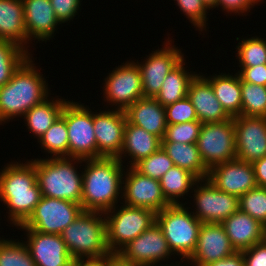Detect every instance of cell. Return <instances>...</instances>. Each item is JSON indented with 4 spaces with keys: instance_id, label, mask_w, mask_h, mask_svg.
Instances as JSON below:
<instances>
[{
    "instance_id": "1",
    "label": "cell",
    "mask_w": 266,
    "mask_h": 266,
    "mask_svg": "<svg viewBox=\"0 0 266 266\" xmlns=\"http://www.w3.org/2000/svg\"><path fill=\"white\" fill-rule=\"evenodd\" d=\"M17 160L8 161L0 169V203L5 206L7 217L3 216L10 228L23 224L42 197L35 172V158L22 162Z\"/></svg>"
},
{
    "instance_id": "2",
    "label": "cell",
    "mask_w": 266,
    "mask_h": 266,
    "mask_svg": "<svg viewBox=\"0 0 266 266\" xmlns=\"http://www.w3.org/2000/svg\"><path fill=\"white\" fill-rule=\"evenodd\" d=\"M125 169L117 157L83 159V211L106 212L121 203Z\"/></svg>"
},
{
    "instance_id": "3",
    "label": "cell",
    "mask_w": 266,
    "mask_h": 266,
    "mask_svg": "<svg viewBox=\"0 0 266 266\" xmlns=\"http://www.w3.org/2000/svg\"><path fill=\"white\" fill-rule=\"evenodd\" d=\"M32 55L18 68L11 80L0 87V126L22 118L51 94L49 81L34 63ZM37 65V66H36ZM40 67V68H38ZM44 76V77H43Z\"/></svg>"
},
{
    "instance_id": "4",
    "label": "cell",
    "mask_w": 266,
    "mask_h": 266,
    "mask_svg": "<svg viewBox=\"0 0 266 266\" xmlns=\"http://www.w3.org/2000/svg\"><path fill=\"white\" fill-rule=\"evenodd\" d=\"M61 237L77 263L99 262L112 256L106 243L104 212L82 211Z\"/></svg>"
},
{
    "instance_id": "5",
    "label": "cell",
    "mask_w": 266,
    "mask_h": 266,
    "mask_svg": "<svg viewBox=\"0 0 266 266\" xmlns=\"http://www.w3.org/2000/svg\"><path fill=\"white\" fill-rule=\"evenodd\" d=\"M82 169L83 159L80 158H35L41 195L81 204Z\"/></svg>"
},
{
    "instance_id": "6",
    "label": "cell",
    "mask_w": 266,
    "mask_h": 266,
    "mask_svg": "<svg viewBox=\"0 0 266 266\" xmlns=\"http://www.w3.org/2000/svg\"><path fill=\"white\" fill-rule=\"evenodd\" d=\"M168 247L177 258L189 259L194 253L202 223L192 214L187 204L169 205L156 213Z\"/></svg>"
},
{
    "instance_id": "7",
    "label": "cell",
    "mask_w": 266,
    "mask_h": 266,
    "mask_svg": "<svg viewBox=\"0 0 266 266\" xmlns=\"http://www.w3.org/2000/svg\"><path fill=\"white\" fill-rule=\"evenodd\" d=\"M120 204L104 212L106 243L112 255H116L125 245L156 222V213L153 210L131 207L122 202Z\"/></svg>"
},
{
    "instance_id": "8",
    "label": "cell",
    "mask_w": 266,
    "mask_h": 266,
    "mask_svg": "<svg viewBox=\"0 0 266 266\" xmlns=\"http://www.w3.org/2000/svg\"><path fill=\"white\" fill-rule=\"evenodd\" d=\"M102 80V108L125 111L138 99L144 98L141 72L137 63L130 59L110 70ZM110 105V106H109ZM106 106V107H105Z\"/></svg>"
},
{
    "instance_id": "9",
    "label": "cell",
    "mask_w": 266,
    "mask_h": 266,
    "mask_svg": "<svg viewBox=\"0 0 266 266\" xmlns=\"http://www.w3.org/2000/svg\"><path fill=\"white\" fill-rule=\"evenodd\" d=\"M81 101L72 99L65 104V121L68 130V157L97 158L93 110Z\"/></svg>"
},
{
    "instance_id": "10",
    "label": "cell",
    "mask_w": 266,
    "mask_h": 266,
    "mask_svg": "<svg viewBox=\"0 0 266 266\" xmlns=\"http://www.w3.org/2000/svg\"><path fill=\"white\" fill-rule=\"evenodd\" d=\"M191 195L187 205L201 223H222L239 209L237 196L220 191L208 179H199Z\"/></svg>"
},
{
    "instance_id": "11",
    "label": "cell",
    "mask_w": 266,
    "mask_h": 266,
    "mask_svg": "<svg viewBox=\"0 0 266 266\" xmlns=\"http://www.w3.org/2000/svg\"><path fill=\"white\" fill-rule=\"evenodd\" d=\"M170 34L161 44L162 47L153 49L151 53L146 54L143 59H134L140 68L142 89L144 97L154 98L160 91L163 81L167 74L177 66L186 56L183 48L174 44ZM179 48V49H178Z\"/></svg>"
},
{
    "instance_id": "12",
    "label": "cell",
    "mask_w": 266,
    "mask_h": 266,
    "mask_svg": "<svg viewBox=\"0 0 266 266\" xmlns=\"http://www.w3.org/2000/svg\"><path fill=\"white\" fill-rule=\"evenodd\" d=\"M196 144L202 161L208 169L236 159L233 118L222 122L202 124Z\"/></svg>"
},
{
    "instance_id": "13",
    "label": "cell",
    "mask_w": 266,
    "mask_h": 266,
    "mask_svg": "<svg viewBox=\"0 0 266 266\" xmlns=\"http://www.w3.org/2000/svg\"><path fill=\"white\" fill-rule=\"evenodd\" d=\"M116 256L131 266L168 263L175 257L170 251L163 231L157 222H154L148 230L125 245Z\"/></svg>"
},
{
    "instance_id": "14",
    "label": "cell",
    "mask_w": 266,
    "mask_h": 266,
    "mask_svg": "<svg viewBox=\"0 0 266 266\" xmlns=\"http://www.w3.org/2000/svg\"><path fill=\"white\" fill-rule=\"evenodd\" d=\"M82 211L81 204L42 196L33 213L22 225L41 233L61 235Z\"/></svg>"
},
{
    "instance_id": "15",
    "label": "cell",
    "mask_w": 266,
    "mask_h": 266,
    "mask_svg": "<svg viewBox=\"0 0 266 266\" xmlns=\"http://www.w3.org/2000/svg\"><path fill=\"white\" fill-rule=\"evenodd\" d=\"M122 203L160 212L170 204L164 197L159 180L142 175L134 167H126L123 175Z\"/></svg>"
},
{
    "instance_id": "16",
    "label": "cell",
    "mask_w": 266,
    "mask_h": 266,
    "mask_svg": "<svg viewBox=\"0 0 266 266\" xmlns=\"http://www.w3.org/2000/svg\"><path fill=\"white\" fill-rule=\"evenodd\" d=\"M99 108L93 111L97 158L118 157L124 144V129L127 123L125 111Z\"/></svg>"
},
{
    "instance_id": "17",
    "label": "cell",
    "mask_w": 266,
    "mask_h": 266,
    "mask_svg": "<svg viewBox=\"0 0 266 266\" xmlns=\"http://www.w3.org/2000/svg\"><path fill=\"white\" fill-rule=\"evenodd\" d=\"M23 231L24 242L36 266H75L61 235L41 233L22 224L16 227Z\"/></svg>"
},
{
    "instance_id": "18",
    "label": "cell",
    "mask_w": 266,
    "mask_h": 266,
    "mask_svg": "<svg viewBox=\"0 0 266 266\" xmlns=\"http://www.w3.org/2000/svg\"><path fill=\"white\" fill-rule=\"evenodd\" d=\"M22 2L27 32V52L35 55L33 51H36V47L33 45L47 43L55 39L54 36L58 33L60 22L55 16L50 0H22ZM32 41L34 43L36 41V44Z\"/></svg>"
},
{
    "instance_id": "19",
    "label": "cell",
    "mask_w": 266,
    "mask_h": 266,
    "mask_svg": "<svg viewBox=\"0 0 266 266\" xmlns=\"http://www.w3.org/2000/svg\"><path fill=\"white\" fill-rule=\"evenodd\" d=\"M235 125L236 158L253 163L266 156V117L240 115Z\"/></svg>"
},
{
    "instance_id": "20",
    "label": "cell",
    "mask_w": 266,
    "mask_h": 266,
    "mask_svg": "<svg viewBox=\"0 0 266 266\" xmlns=\"http://www.w3.org/2000/svg\"><path fill=\"white\" fill-rule=\"evenodd\" d=\"M207 179L220 191L238 198L257 186L252 163L237 158L213 166Z\"/></svg>"
},
{
    "instance_id": "21",
    "label": "cell",
    "mask_w": 266,
    "mask_h": 266,
    "mask_svg": "<svg viewBox=\"0 0 266 266\" xmlns=\"http://www.w3.org/2000/svg\"><path fill=\"white\" fill-rule=\"evenodd\" d=\"M235 252L221 223H202L196 249L189 260L195 266H206Z\"/></svg>"
},
{
    "instance_id": "22",
    "label": "cell",
    "mask_w": 266,
    "mask_h": 266,
    "mask_svg": "<svg viewBox=\"0 0 266 266\" xmlns=\"http://www.w3.org/2000/svg\"><path fill=\"white\" fill-rule=\"evenodd\" d=\"M187 96L195 108L198 121L203 124L231 119L216 98L210 82L200 71L191 81Z\"/></svg>"
},
{
    "instance_id": "23",
    "label": "cell",
    "mask_w": 266,
    "mask_h": 266,
    "mask_svg": "<svg viewBox=\"0 0 266 266\" xmlns=\"http://www.w3.org/2000/svg\"><path fill=\"white\" fill-rule=\"evenodd\" d=\"M161 146L162 139L127 120L124 129V144L117 158L126 167H133L141 159L158 151Z\"/></svg>"
},
{
    "instance_id": "24",
    "label": "cell",
    "mask_w": 266,
    "mask_h": 266,
    "mask_svg": "<svg viewBox=\"0 0 266 266\" xmlns=\"http://www.w3.org/2000/svg\"><path fill=\"white\" fill-rule=\"evenodd\" d=\"M221 224L236 251L251 248L264 240L266 227L239 209Z\"/></svg>"
},
{
    "instance_id": "25",
    "label": "cell",
    "mask_w": 266,
    "mask_h": 266,
    "mask_svg": "<svg viewBox=\"0 0 266 266\" xmlns=\"http://www.w3.org/2000/svg\"><path fill=\"white\" fill-rule=\"evenodd\" d=\"M125 114L131 124L145 129L160 139L164 138L167 127L165 107L155 98L138 99L125 110Z\"/></svg>"
},
{
    "instance_id": "26",
    "label": "cell",
    "mask_w": 266,
    "mask_h": 266,
    "mask_svg": "<svg viewBox=\"0 0 266 266\" xmlns=\"http://www.w3.org/2000/svg\"><path fill=\"white\" fill-rule=\"evenodd\" d=\"M224 73L216 71L212 75L200 72L211 84L216 98L222 104L226 113L231 117L241 115L242 95H241V79L237 72ZM219 74H218V73Z\"/></svg>"
},
{
    "instance_id": "27",
    "label": "cell",
    "mask_w": 266,
    "mask_h": 266,
    "mask_svg": "<svg viewBox=\"0 0 266 266\" xmlns=\"http://www.w3.org/2000/svg\"><path fill=\"white\" fill-rule=\"evenodd\" d=\"M0 40L11 41L27 51L22 0H0Z\"/></svg>"
},
{
    "instance_id": "28",
    "label": "cell",
    "mask_w": 266,
    "mask_h": 266,
    "mask_svg": "<svg viewBox=\"0 0 266 266\" xmlns=\"http://www.w3.org/2000/svg\"><path fill=\"white\" fill-rule=\"evenodd\" d=\"M60 97V98H59ZM62 96H49L43 102L31 108L21 119H24V126L28 132L33 134L37 141L47 131L49 127L62 114L65 104L68 102Z\"/></svg>"
},
{
    "instance_id": "29",
    "label": "cell",
    "mask_w": 266,
    "mask_h": 266,
    "mask_svg": "<svg viewBox=\"0 0 266 266\" xmlns=\"http://www.w3.org/2000/svg\"><path fill=\"white\" fill-rule=\"evenodd\" d=\"M185 58L165 77L160 91L154 97L162 106L175 103L187 97L189 86L198 72L189 70Z\"/></svg>"
},
{
    "instance_id": "30",
    "label": "cell",
    "mask_w": 266,
    "mask_h": 266,
    "mask_svg": "<svg viewBox=\"0 0 266 266\" xmlns=\"http://www.w3.org/2000/svg\"><path fill=\"white\" fill-rule=\"evenodd\" d=\"M198 180L190 171L173 166L159 179V183L167 202L170 205H176L188 203L193 187Z\"/></svg>"
},
{
    "instance_id": "31",
    "label": "cell",
    "mask_w": 266,
    "mask_h": 266,
    "mask_svg": "<svg viewBox=\"0 0 266 266\" xmlns=\"http://www.w3.org/2000/svg\"><path fill=\"white\" fill-rule=\"evenodd\" d=\"M161 147L173 161L174 166L190 171L198 179H207L209 169L203 163L196 143L162 141Z\"/></svg>"
},
{
    "instance_id": "32",
    "label": "cell",
    "mask_w": 266,
    "mask_h": 266,
    "mask_svg": "<svg viewBox=\"0 0 266 266\" xmlns=\"http://www.w3.org/2000/svg\"><path fill=\"white\" fill-rule=\"evenodd\" d=\"M37 142L40 145L38 147L39 149L41 148V152L46 155L43 158L68 157V130L65 121V106L62 114Z\"/></svg>"
},
{
    "instance_id": "33",
    "label": "cell",
    "mask_w": 266,
    "mask_h": 266,
    "mask_svg": "<svg viewBox=\"0 0 266 266\" xmlns=\"http://www.w3.org/2000/svg\"><path fill=\"white\" fill-rule=\"evenodd\" d=\"M248 36L236 37L238 44L236 45L235 62L236 67H254L266 64V38L253 34ZM250 36V37H249ZM242 39V40H241ZM237 59V60H236Z\"/></svg>"
},
{
    "instance_id": "34",
    "label": "cell",
    "mask_w": 266,
    "mask_h": 266,
    "mask_svg": "<svg viewBox=\"0 0 266 266\" xmlns=\"http://www.w3.org/2000/svg\"><path fill=\"white\" fill-rule=\"evenodd\" d=\"M31 56L11 41L0 40V87L11 80L18 68Z\"/></svg>"
},
{
    "instance_id": "35",
    "label": "cell",
    "mask_w": 266,
    "mask_h": 266,
    "mask_svg": "<svg viewBox=\"0 0 266 266\" xmlns=\"http://www.w3.org/2000/svg\"><path fill=\"white\" fill-rule=\"evenodd\" d=\"M0 266H36L23 238L0 236Z\"/></svg>"
},
{
    "instance_id": "36",
    "label": "cell",
    "mask_w": 266,
    "mask_h": 266,
    "mask_svg": "<svg viewBox=\"0 0 266 266\" xmlns=\"http://www.w3.org/2000/svg\"><path fill=\"white\" fill-rule=\"evenodd\" d=\"M241 115L266 117V86L247 83L241 80Z\"/></svg>"
},
{
    "instance_id": "37",
    "label": "cell",
    "mask_w": 266,
    "mask_h": 266,
    "mask_svg": "<svg viewBox=\"0 0 266 266\" xmlns=\"http://www.w3.org/2000/svg\"><path fill=\"white\" fill-rule=\"evenodd\" d=\"M175 5L180 9L182 13L190 22L191 26L195 27V30L199 32L200 35L209 33V12L210 10L202 2V0H173Z\"/></svg>"
},
{
    "instance_id": "38",
    "label": "cell",
    "mask_w": 266,
    "mask_h": 266,
    "mask_svg": "<svg viewBox=\"0 0 266 266\" xmlns=\"http://www.w3.org/2000/svg\"><path fill=\"white\" fill-rule=\"evenodd\" d=\"M239 210L266 227V187L256 186L239 197Z\"/></svg>"
},
{
    "instance_id": "39",
    "label": "cell",
    "mask_w": 266,
    "mask_h": 266,
    "mask_svg": "<svg viewBox=\"0 0 266 266\" xmlns=\"http://www.w3.org/2000/svg\"><path fill=\"white\" fill-rule=\"evenodd\" d=\"M173 166V161L161 147L149 157L141 159L133 167L142 175L159 180Z\"/></svg>"
},
{
    "instance_id": "40",
    "label": "cell",
    "mask_w": 266,
    "mask_h": 266,
    "mask_svg": "<svg viewBox=\"0 0 266 266\" xmlns=\"http://www.w3.org/2000/svg\"><path fill=\"white\" fill-rule=\"evenodd\" d=\"M202 124L203 123L198 120L186 123L167 124L162 141L196 143Z\"/></svg>"
},
{
    "instance_id": "41",
    "label": "cell",
    "mask_w": 266,
    "mask_h": 266,
    "mask_svg": "<svg viewBox=\"0 0 266 266\" xmlns=\"http://www.w3.org/2000/svg\"><path fill=\"white\" fill-rule=\"evenodd\" d=\"M167 124L186 123L198 120L195 108L187 97L165 106Z\"/></svg>"
},
{
    "instance_id": "42",
    "label": "cell",
    "mask_w": 266,
    "mask_h": 266,
    "mask_svg": "<svg viewBox=\"0 0 266 266\" xmlns=\"http://www.w3.org/2000/svg\"><path fill=\"white\" fill-rule=\"evenodd\" d=\"M263 3V0H217L214 9L221 10L226 16L237 15L243 17L251 15L248 13H251L250 11L253 8L263 5Z\"/></svg>"
},
{
    "instance_id": "43",
    "label": "cell",
    "mask_w": 266,
    "mask_h": 266,
    "mask_svg": "<svg viewBox=\"0 0 266 266\" xmlns=\"http://www.w3.org/2000/svg\"><path fill=\"white\" fill-rule=\"evenodd\" d=\"M83 0H50L57 20L62 24L69 23L78 15Z\"/></svg>"
},
{
    "instance_id": "44",
    "label": "cell",
    "mask_w": 266,
    "mask_h": 266,
    "mask_svg": "<svg viewBox=\"0 0 266 266\" xmlns=\"http://www.w3.org/2000/svg\"><path fill=\"white\" fill-rule=\"evenodd\" d=\"M245 266H266V240L241 251Z\"/></svg>"
},
{
    "instance_id": "45",
    "label": "cell",
    "mask_w": 266,
    "mask_h": 266,
    "mask_svg": "<svg viewBox=\"0 0 266 266\" xmlns=\"http://www.w3.org/2000/svg\"><path fill=\"white\" fill-rule=\"evenodd\" d=\"M237 73L242 81L266 86V64L254 67H239Z\"/></svg>"
},
{
    "instance_id": "46",
    "label": "cell",
    "mask_w": 266,
    "mask_h": 266,
    "mask_svg": "<svg viewBox=\"0 0 266 266\" xmlns=\"http://www.w3.org/2000/svg\"><path fill=\"white\" fill-rule=\"evenodd\" d=\"M257 186L266 187V156L252 163Z\"/></svg>"
},
{
    "instance_id": "47",
    "label": "cell",
    "mask_w": 266,
    "mask_h": 266,
    "mask_svg": "<svg viewBox=\"0 0 266 266\" xmlns=\"http://www.w3.org/2000/svg\"><path fill=\"white\" fill-rule=\"evenodd\" d=\"M206 266H245L243 254L241 251H236L232 255L220 259L218 261L212 262Z\"/></svg>"
},
{
    "instance_id": "48",
    "label": "cell",
    "mask_w": 266,
    "mask_h": 266,
    "mask_svg": "<svg viewBox=\"0 0 266 266\" xmlns=\"http://www.w3.org/2000/svg\"><path fill=\"white\" fill-rule=\"evenodd\" d=\"M99 266H131L128 263L122 262L116 255H112L110 258L96 262Z\"/></svg>"
},
{
    "instance_id": "49",
    "label": "cell",
    "mask_w": 266,
    "mask_h": 266,
    "mask_svg": "<svg viewBox=\"0 0 266 266\" xmlns=\"http://www.w3.org/2000/svg\"><path fill=\"white\" fill-rule=\"evenodd\" d=\"M174 260H177V258H174L172 262L158 263V264H153V265H149V266H190V265L195 266L189 259L179 258L180 261L179 260L174 261Z\"/></svg>"
},
{
    "instance_id": "50",
    "label": "cell",
    "mask_w": 266,
    "mask_h": 266,
    "mask_svg": "<svg viewBox=\"0 0 266 266\" xmlns=\"http://www.w3.org/2000/svg\"><path fill=\"white\" fill-rule=\"evenodd\" d=\"M209 10H212L216 7L217 0H202Z\"/></svg>"
},
{
    "instance_id": "51",
    "label": "cell",
    "mask_w": 266,
    "mask_h": 266,
    "mask_svg": "<svg viewBox=\"0 0 266 266\" xmlns=\"http://www.w3.org/2000/svg\"><path fill=\"white\" fill-rule=\"evenodd\" d=\"M75 266H99L96 262H90V263H76Z\"/></svg>"
},
{
    "instance_id": "52",
    "label": "cell",
    "mask_w": 266,
    "mask_h": 266,
    "mask_svg": "<svg viewBox=\"0 0 266 266\" xmlns=\"http://www.w3.org/2000/svg\"><path fill=\"white\" fill-rule=\"evenodd\" d=\"M1 216H2V215H1V213H0V221H1V219H2ZM0 226H1V222H0ZM0 234H1V233H0ZM0 236H2V235H0Z\"/></svg>"
}]
</instances>
